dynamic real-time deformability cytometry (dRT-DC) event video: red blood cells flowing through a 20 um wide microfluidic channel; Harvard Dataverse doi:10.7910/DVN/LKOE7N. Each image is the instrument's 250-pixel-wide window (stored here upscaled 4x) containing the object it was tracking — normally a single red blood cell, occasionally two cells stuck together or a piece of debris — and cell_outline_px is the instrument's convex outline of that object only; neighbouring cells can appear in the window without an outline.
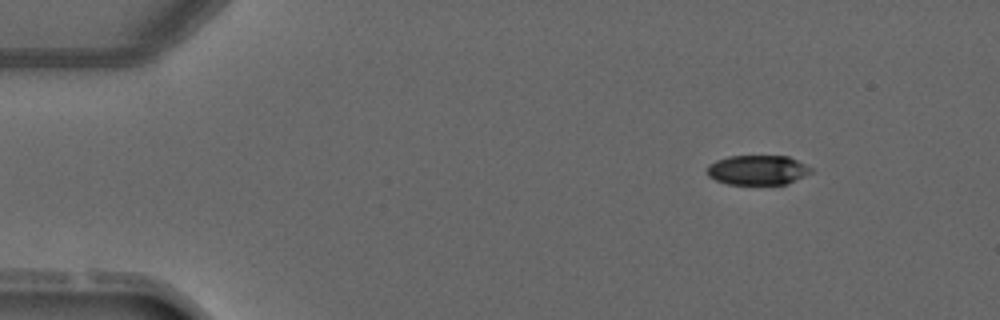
{"species": "common noctule bat (a hibernating species)", "species_latin": "Nyctalus noctula", "temperature_condition": "warm", "stored_images_in_passage": 3, "camera_frame_rate_fps": 3000, "um_per_image_px": 0.085, "animal": {"sex": "male", "forearm_length_mm": 52.5}, "frame": {"image": 1, "passage_image": 1, "time_ms": 0.0, "image_size_px": [1000, 320], "cell_outline_px": [[812, 172], [788, 184], [728, 184], [716, 180], [708, 176], [708, 164], [716, 160], [728, 156], [788, 156], [812, 168]], "centroid_in_image_um": [64.39, 14.45], "position_along_channel_um": 20.6, "area_um2": 17.92}}
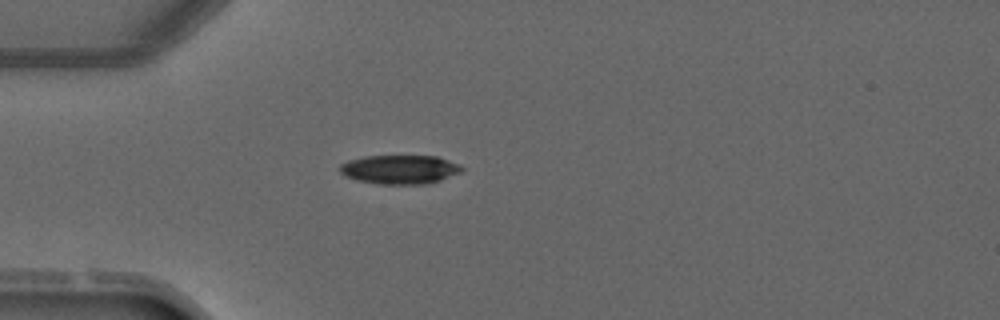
{"frame": {"image": 2, "passage_image": 3, "time_ms": 2.333, "image_size_px": [1000, 320], "cell_outline_px": [[464, 168], [460, 172], [440, 180], [428, 184], [376, 184], [356, 180], [344, 176], [340, 172], [340, 164], [348, 160], [364, 156], [436, 156], [460, 164]], "centroid_in_image_um": [33.96, 14.41], "position_along_channel_um": 51.0, "area_um2": 20.69}}